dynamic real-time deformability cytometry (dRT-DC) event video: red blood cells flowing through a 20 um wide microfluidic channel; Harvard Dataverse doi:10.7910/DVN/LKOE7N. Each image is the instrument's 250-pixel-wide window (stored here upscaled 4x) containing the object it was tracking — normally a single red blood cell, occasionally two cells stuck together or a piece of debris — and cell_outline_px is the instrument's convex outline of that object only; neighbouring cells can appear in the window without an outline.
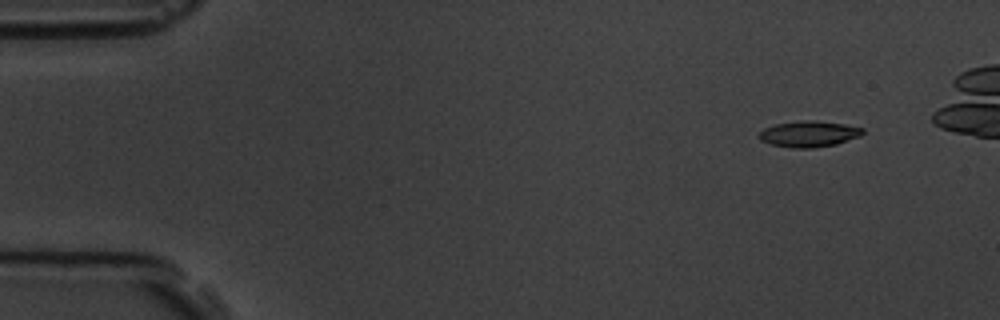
{"species": "common noctule bat (a hibernating species)", "species_latin": "Nyctalus noctula", "temperature_condition": "room temperature", "stored_images_in_passage": 5, "camera_frame_rate_fps": 3000, "um_per_image_px": 0.085, "animal": {"sex": "male", "body_mass_g": 19.5, "forearm_length_mm": 54.6}, "frame": {"image": 1, "passage_image": 1, "time_ms": 0.0, "image_size_px": [1000, 320], "cell_outline_px": [[864, 132], [860, 136], [836, 144], [812, 148], [792, 148], [772, 144], [760, 140], [756, 136], [764, 128], [776, 124], [804, 120], [812, 120], [844, 124], [864, 128]], "centroid_in_image_um": [68.75, 11.38], "position_along_channel_um": 16.3, "area_um2": 15.66}}